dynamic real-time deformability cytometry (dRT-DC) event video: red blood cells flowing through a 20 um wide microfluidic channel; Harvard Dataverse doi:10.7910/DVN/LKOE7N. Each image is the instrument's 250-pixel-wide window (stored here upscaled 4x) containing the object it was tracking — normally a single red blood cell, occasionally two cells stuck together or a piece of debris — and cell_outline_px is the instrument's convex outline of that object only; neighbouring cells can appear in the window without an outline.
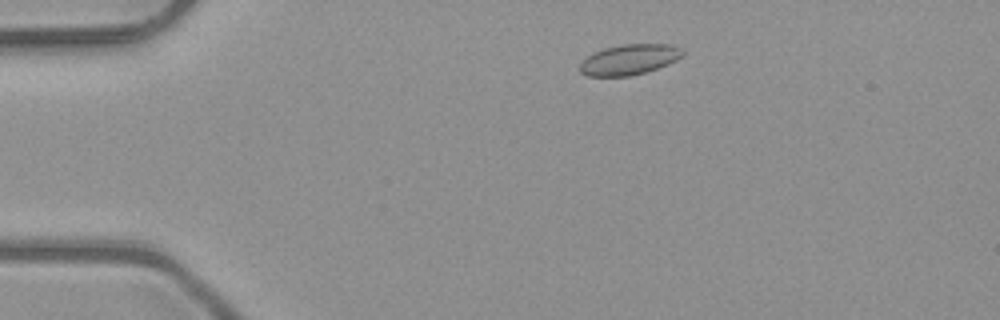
{"species": "common noctule bat (a hibernating species)", "species_latin": "Nyctalus noctula", "temperature_condition": "room temperature", "stored_images_in_passage": 5, "camera_frame_rate_fps": 3000, "um_per_image_px": 0.085, "animal": {"sex": "male", "body_mass_g": 23.1, "forearm_length_mm": 52.7}, "frame": {"image": 1, "passage_image": 2, "time_ms": 0.333, "image_size_px": [1000, 320], "cell_outline_px": [[684, 56], [668, 64], [644, 72], [628, 76], [588, 76], [580, 72], [580, 64], [588, 56], [604, 48], [620, 44], [672, 44], [680, 48], [684, 52]], "centroid_in_image_um": [53.51, 5.05], "position_along_channel_um": 31.5, "area_um2": 18.09}}
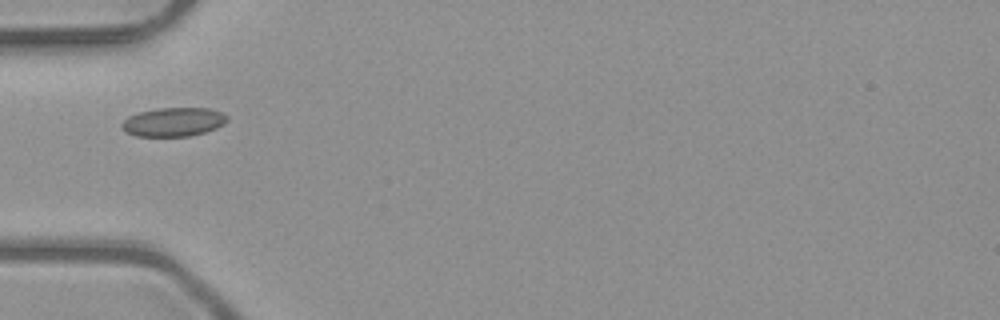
{"frame": {"image": 2, "passage_image": 4, "time_ms": 1.0, "image_size_px": [1000, 320], "cell_outline_px": [[228, 120], [224, 124], [216, 128], [204, 132], [188, 136], [136, 136], [124, 132], [120, 124], [128, 116], [140, 112], [156, 108], [208, 108], [220, 112], [228, 116]], "centroid_in_image_um": [14.72, 10.37], "position_along_channel_um": 70.3, "area_um2": 17.74}}
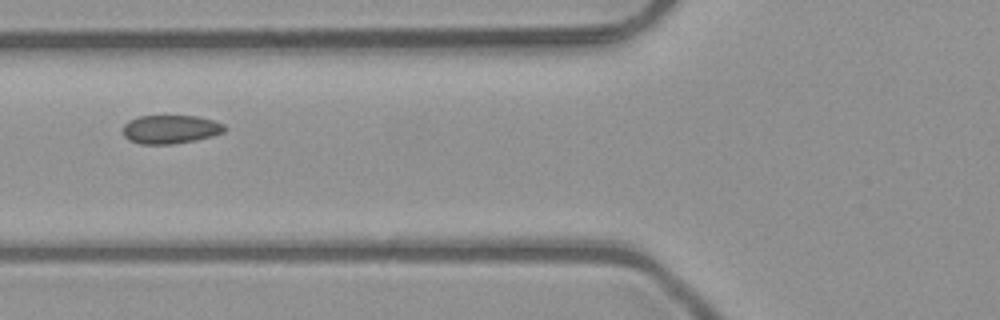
{"frame": {"image": 3, "passage_image": 5, "time_ms": 1.333, "image_size_px": [1000, 320], "cell_outline_px": [[228, 128], [224, 132], [212, 136], [196, 140], [172, 144], [140, 144], [128, 140], [124, 136], [124, 124], [128, 120], [140, 116], [196, 116], [212, 120], [224, 124]], "centroid_in_image_um": [14.5, 10.99], "position_along_channel_um": 111.3, "area_um2": 16.99}}